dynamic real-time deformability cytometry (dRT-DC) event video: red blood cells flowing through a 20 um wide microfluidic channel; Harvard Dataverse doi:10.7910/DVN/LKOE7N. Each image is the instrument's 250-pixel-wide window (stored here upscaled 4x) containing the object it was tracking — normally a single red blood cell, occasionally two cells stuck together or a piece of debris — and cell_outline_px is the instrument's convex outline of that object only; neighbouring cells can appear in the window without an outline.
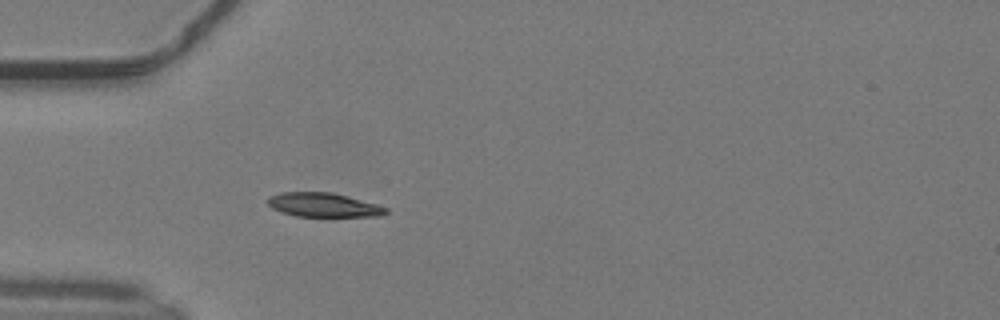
{"species": "common noctule bat (a hibernating species)", "species_latin": "Nyctalus noctula", "temperature_condition": "warm", "stored_images_in_passage": 49, "camera_frame_rate_fps": 3000, "um_per_image_px": 0.085, "animal": {"sex": "male", "body_mass_g": 19.2, "forearm_length_mm": 51.8}, "frame": {"image": 1, "passage_image": 15, "time_ms": 4.667, "image_size_px": [1000, 320], "cell_outline_px": [[388, 212], [380, 216], [296, 216], [280, 212], [272, 208], [264, 200], [268, 196], [280, 192], [332, 192], [376, 204], [388, 208]], "centroid_in_image_um": [27.43, 17.41], "position_along_channel_um": 57.6, "area_um2": 16.65}}
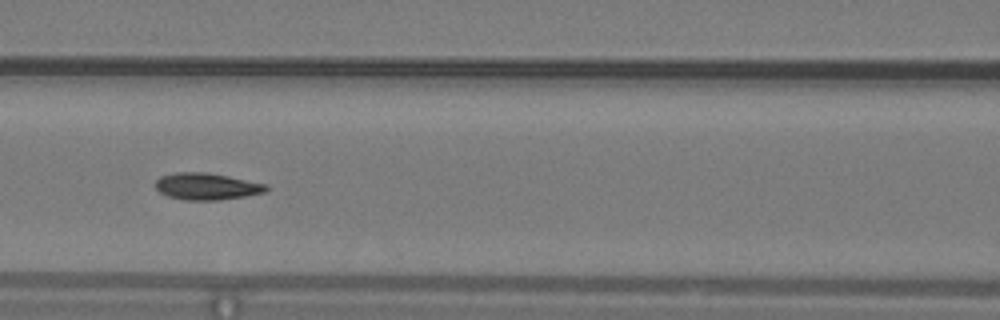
{"frame": {"image": 2, "passage_image": 22, "time_ms": 7.0, "image_size_px": [1000, 320], "cell_outline_px": [[268, 188], [264, 192], [244, 196], [220, 200], [184, 200], [168, 196], [160, 192], [156, 188], [156, 180], [160, 176], [176, 172], [208, 172], [228, 176], [264, 184]], "centroid_in_image_um": [17.52, 15.84], "position_along_channel_um": 149.1, "area_um2": 17.11}}
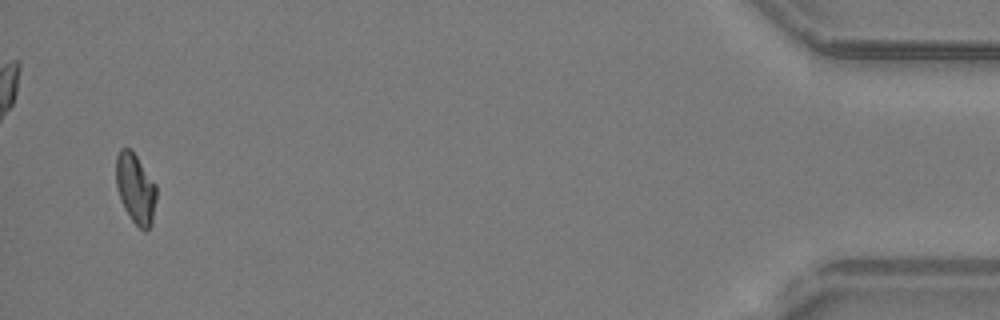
{"frame": {"image": 3, "passage_image": 48, "time_ms": 15.667, "image_size_px": [1000, 320], "cell_outline_px": [[156, 200], [152, 224], [144, 232], [132, 220], [124, 208], [120, 200], [116, 188], [116, 156], [120, 148], [128, 148], [136, 156], [156, 184]], "centroid_in_image_um": [11.51, 16.04], "position_along_channel_um": 423.7, "area_um2": 16.47}, "authors_computed_cell_mechanics": {"area_um2": 16.6464, "velocity_mm_per_s": 4.1393, "shape_relaxation_time_tau1_ms": 4.2821, "shape_relaxation_time_tau2_ms": 4.1408, "deformation_change_tau1": 0.1417, "deformation_change_tau2": 0.0638}}